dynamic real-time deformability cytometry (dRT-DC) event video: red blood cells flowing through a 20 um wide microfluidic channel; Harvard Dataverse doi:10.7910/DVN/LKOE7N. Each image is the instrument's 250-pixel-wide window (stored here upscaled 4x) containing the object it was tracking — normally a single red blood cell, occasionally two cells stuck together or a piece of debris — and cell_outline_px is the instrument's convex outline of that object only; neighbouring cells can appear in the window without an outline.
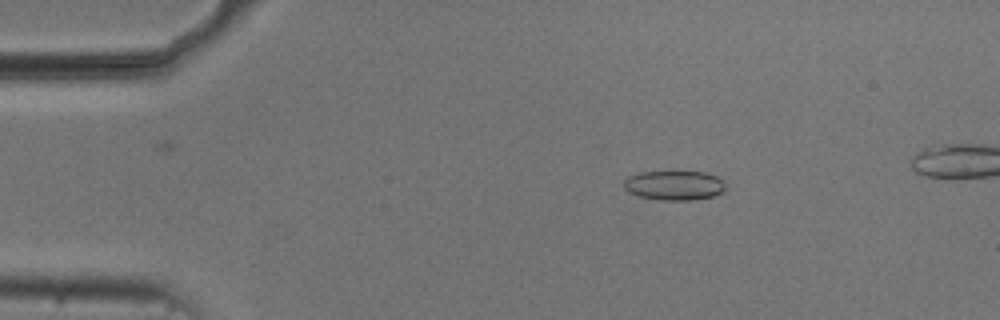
{"species": "common noctule bat (a hibernating species)", "species_latin": "Nyctalus noctula", "temperature_condition": "cold", "stored_images_in_passage": 51, "camera_frame_rate_fps": 3000, "um_per_image_px": 0.085, "animal": {"sex": "male", "body_mass_g": 20.5, "forearm_length_mm": 52.5}, "frame": {"image": 1, "passage_image": 9, "time_ms": 2.667, "image_size_px": [1000, 320], "cell_outline_px": [[724, 192], [716, 196], [692, 200], [664, 200], [640, 196], [628, 192], [624, 188], [624, 180], [628, 176], [640, 172], [704, 172], [716, 176], [724, 180]], "centroid_in_image_um": [57.33, 15.76], "position_along_channel_um": 27.7, "area_um2": 17.51}}
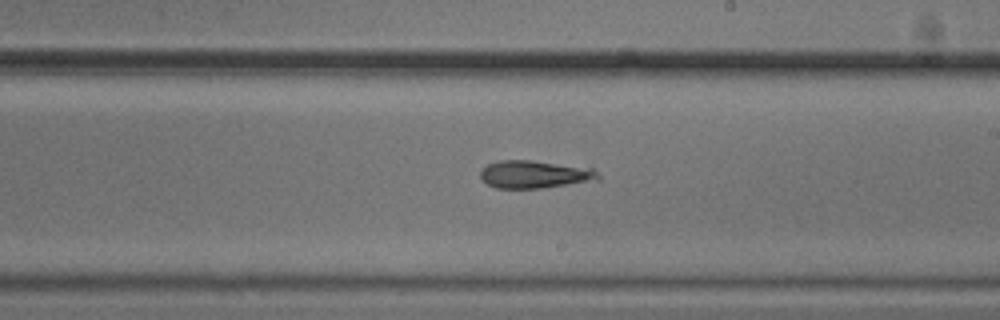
{"frame": {"image": 2, "passage_image": 31, "time_ms": 10.0, "image_size_px": [1000, 320], "cell_outline_px": [[600, 180], [540, 188], [496, 188], [488, 184], [480, 176], [480, 172], [488, 164], [500, 160], [532, 160], [592, 168], [600, 176]], "centroid_in_image_um": [45.46, 14.82], "position_along_channel_um": 243.5, "area_um2": 18.9}}
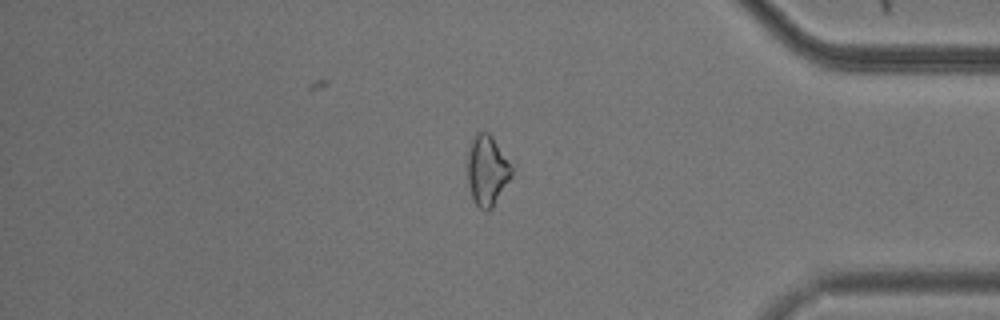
{"frame": {"image": 3, "passage_image": 45, "time_ms": 14.667, "image_size_px": [1000, 320], "cell_outline_px": [[516, 164], [512, 176], [492, 208], [488, 212], [484, 212], [476, 204], [472, 196], [468, 184], [468, 152], [472, 140], [476, 132], [488, 132], [492, 136]], "centroid_in_image_um": [41.48, 14.47], "position_along_channel_um": 393.7, "area_um2": 18.67}}